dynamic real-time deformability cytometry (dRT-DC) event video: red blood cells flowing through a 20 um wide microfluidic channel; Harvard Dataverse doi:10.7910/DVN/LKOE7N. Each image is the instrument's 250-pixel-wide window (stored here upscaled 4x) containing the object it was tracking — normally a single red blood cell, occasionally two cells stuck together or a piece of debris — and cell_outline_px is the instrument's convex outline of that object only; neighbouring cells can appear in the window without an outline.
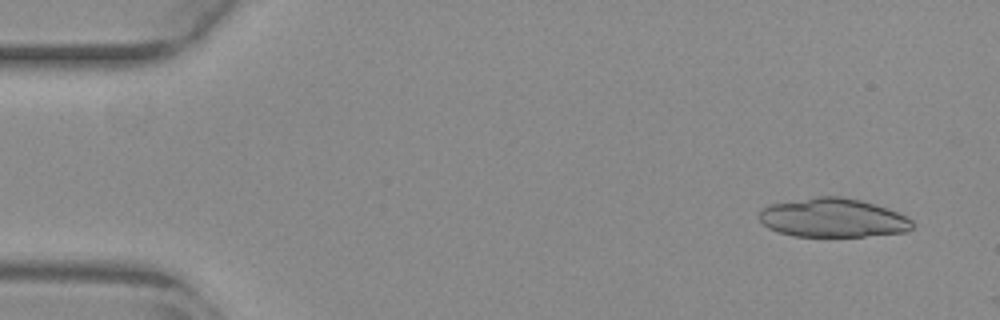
{"species": "common noctule bat (a hibernating species)", "species_latin": "Nyctalus noctula", "temperature_condition": "warm", "stored_images_in_passage": 14, "camera_frame_rate_fps": 3000, "um_per_image_px": 0.085, "animal": {"sex": "female", "body_mass_g": 29.2, "forearm_length_mm": 56.3}, "frame": {"image": 1, "passage_image": 4, "time_ms": 1.0, "image_size_px": [1000, 320], "cell_outline_px": [[912, 228], [904, 232], [864, 236], [792, 236], [768, 228], [760, 220], [760, 212], [764, 208], [772, 204], [816, 196], [840, 196], [860, 200], [896, 212], [912, 220]], "centroid_in_image_um": [70.77, 18.52], "position_along_channel_um": 14.2, "area_um2": 34.16}}